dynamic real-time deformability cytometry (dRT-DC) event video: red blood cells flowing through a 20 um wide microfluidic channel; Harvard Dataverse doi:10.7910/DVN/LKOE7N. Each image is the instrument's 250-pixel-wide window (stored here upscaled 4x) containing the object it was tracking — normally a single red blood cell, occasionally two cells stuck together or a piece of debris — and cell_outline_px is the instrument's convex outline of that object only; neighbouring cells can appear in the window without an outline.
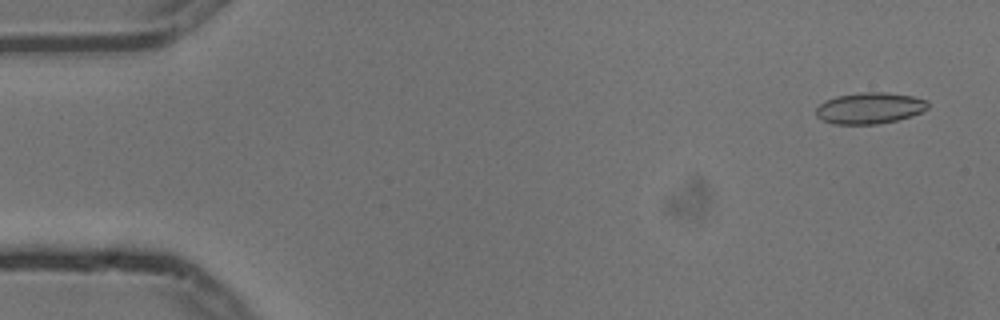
{"species": "common noctule bat (a hibernating species)", "species_latin": "Nyctalus noctula", "temperature_condition": "cold", "stored_images_in_passage": 4, "camera_frame_rate_fps": 3000, "um_per_image_px": 0.085, "animal": {"sex": "male", "body_mass_g": 13.3}, "frame": {"image": 1, "passage_image": 1, "time_ms": 0.0, "image_size_px": [1000, 320], "cell_outline_px": [[928, 108], [920, 112], [896, 120], [876, 124], [836, 124], [824, 120], [816, 116], [816, 108], [824, 100], [836, 96], [864, 92], [884, 92], [912, 96], [924, 100], [928, 104]], "centroid_in_image_um": [73.88, 9.18], "position_along_channel_um": 11.1, "area_um2": 20.06}}